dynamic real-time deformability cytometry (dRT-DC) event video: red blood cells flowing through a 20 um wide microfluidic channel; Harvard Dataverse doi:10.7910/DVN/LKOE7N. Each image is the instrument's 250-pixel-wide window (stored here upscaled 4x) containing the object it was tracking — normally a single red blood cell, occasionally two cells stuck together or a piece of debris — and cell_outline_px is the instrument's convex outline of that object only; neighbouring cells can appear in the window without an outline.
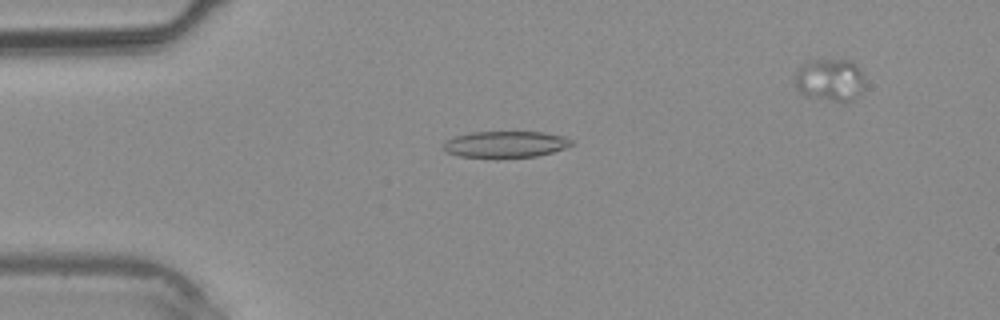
{"species": "common noctule bat (a hibernating species)", "species_latin": "Nyctalus noctula", "temperature_condition": "warm", "stored_images_in_passage": 28, "segment_of_instrument_passage": [1, 2], "camera_frame_rate_fps": 3000, "um_per_image_px": 0.085, "animal": {"sex": "male", "body_mass_g": 20.4}, "frame": {"image": 1, "passage_image": 1, "time_ms": 0.0, "image_size_px": [1000, 320], "cell_outline_px": [[572, 144], [564, 148], [552, 152], [536, 156], [460, 156], [444, 152], [444, 144], [448, 140], [456, 136], [472, 132], [544, 132], [564, 136], [572, 140]], "centroid_in_image_um": [42.99, 12.24], "position_along_channel_um": 42.0, "area_um2": 19.13}}
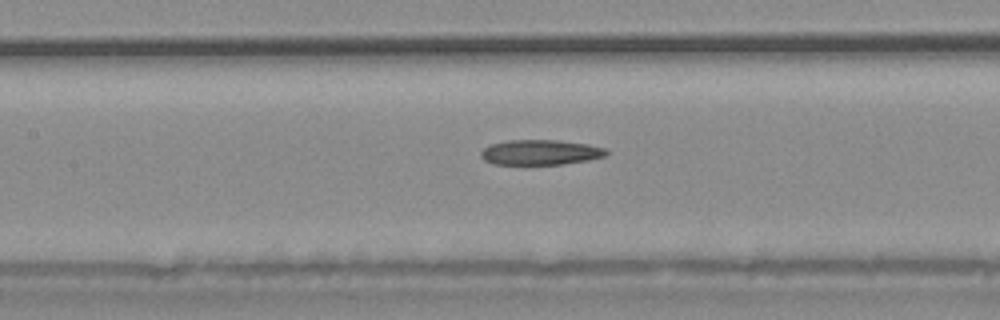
{"frame": {"image": 2, "passage_image": 9, "time_ms": 2.667, "image_size_px": [1000, 320], "cell_outline_px": [[608, 152], [604, 156], [588, 160], [564, 164], [492, 164], [484, 160], [480, 156], [480, 152], [484, 148], [492, 144], [508, 140], [560, 140], [588, 144], [604, 148]], "centroid_in_image_um": [45.92, 12.95], "position_along_channel_um": 161.5, "area_um2": 18.32}}
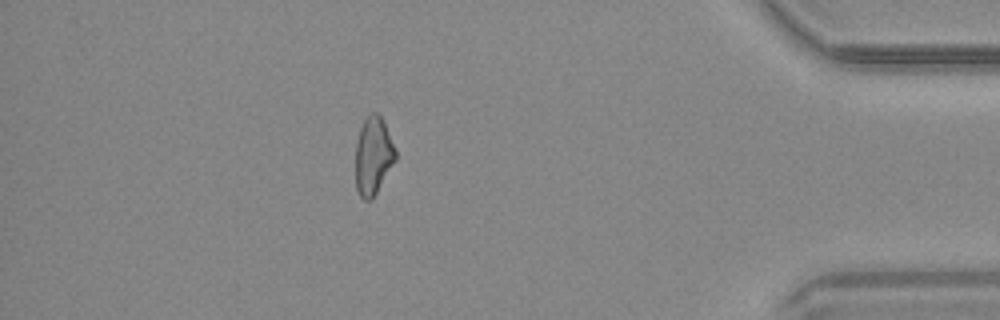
{"frame": {"image": 3, "passage_image": 25, "time_ms": 8.0, "image_size_px": [1000, 320], "cell_outline_px": [[396, 160], [372, 200], [364, 200], [360, 196], [356, 188], [356, 144], [360, 128], [364, 120], [372, 112], [376, 112], [380, 116], [396, 148]], "centroid_in_image_um": [31.73, 13.27], "position_along_channel_um": 403.5, "area_um2": 18.03}}